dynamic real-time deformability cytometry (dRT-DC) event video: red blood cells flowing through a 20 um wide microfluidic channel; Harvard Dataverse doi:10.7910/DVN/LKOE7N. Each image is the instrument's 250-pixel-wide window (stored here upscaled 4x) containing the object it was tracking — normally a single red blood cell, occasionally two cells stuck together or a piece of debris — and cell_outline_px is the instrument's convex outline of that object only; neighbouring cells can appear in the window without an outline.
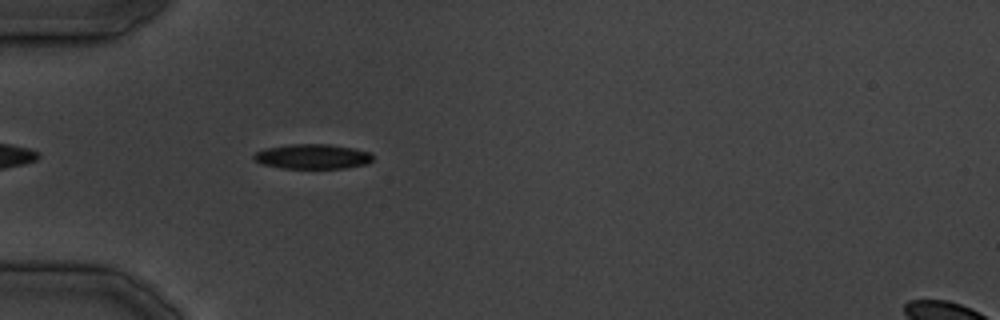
{"species": "common noctule bat (a hibernating species)", "species_latin": "Nyctalus noctula", "temperature_condition": "cold", "stored_images_in_passage": 7, "camera_frame_rate_fps": 3000, "um_per_image_px": 0.085, "animal": {"sex": "male", "body_mass_g": 19.5, "forearm_length_mm": 54.6}, "frame": {"image": 1, "passage_image": 2, "time_ms": 1.333, "image_size_px": [1000, 320], "cell_outline_px": [[372, 160], [368, 164], [348, 168], [280, 168], [260, 164], [252, 156], [256, 152], [264, 148], [292, 144], [328, 144], [356, 148], [372, 152]], "centroid_in_image_um": [26.59, 13.3], "position_along_channel_um": 58.4, "area_um2": 17.46}}